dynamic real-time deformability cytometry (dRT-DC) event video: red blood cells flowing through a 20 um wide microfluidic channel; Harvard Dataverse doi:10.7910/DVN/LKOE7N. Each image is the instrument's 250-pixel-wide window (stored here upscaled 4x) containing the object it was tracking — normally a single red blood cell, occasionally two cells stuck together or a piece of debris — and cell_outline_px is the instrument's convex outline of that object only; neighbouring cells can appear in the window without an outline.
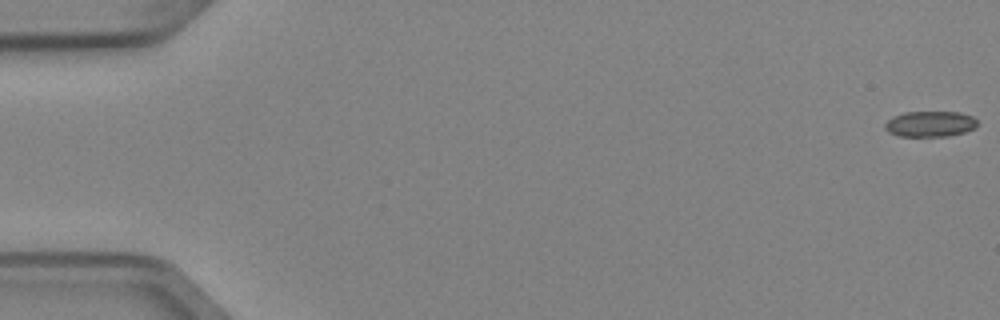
{"species": "Egyptian fruit bat (a non-hibernating species)", "species_latin": "Rousettus aegyptiacus", "temperature_condition": "cold", "stored_images_in_passage": 52, "camera_frame_rate_fps": 3000, "um_per_image_px": 0.085, "animal": {"sex": "female"}, "frame": {"image": 1, "passage_image": 1, "time_ms": 0.0, "image_size_px": [1000, 320], "cell_outline_px": [[976, 128], [964, 132], [948, 136], [900, 136], [888, 132], [884, 128], [884, 124], [892, 116], [904, 112], [960, 112], [972, 116], [976, 120]], "centroid_in_image_um": [79.04, 10.53], "position_along_channel_um": 6.0, "area_um2": 13.87}}
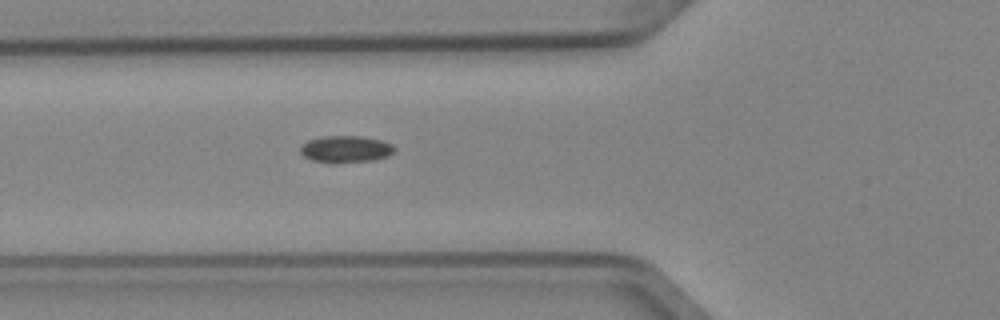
{"frame": {"image": 2, "passage_image": 20, "time_ms": 6.333, "image_size_px": [1000, 320], "cell_outline_px": [[396, 148], [388, 156], [372, 160], [332, 164], [328, 164], [312, 160], [304, 156], [300, 152], [300, 144], [308, 140], [324, 136], [360, 136], [380, 140], [392, 144]], "centroid_in_image_um": [29.34, 12.69], "position_along_channel_um": 96.5, "area_um2": 14.91}}
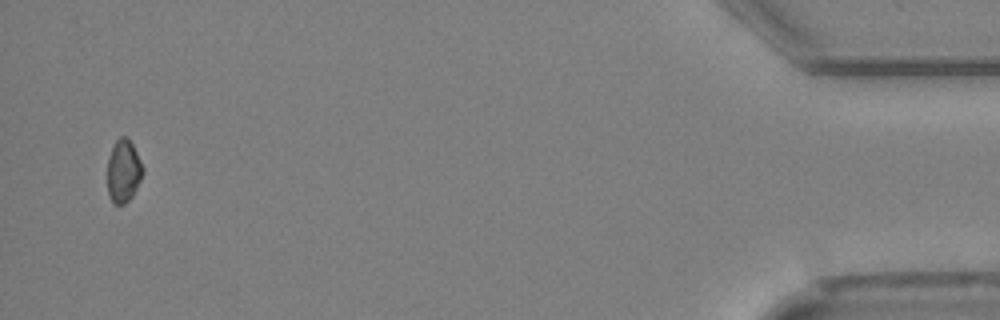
{"frame": {"image": 3, "passage_image": 51, "time_ms": 16.667, "image_size_px": [1000, 320], "cell_outline_px": [[144, 172], [132, 196], [124, 204], [112, 204], [108, 196], [108, 156], [116, 140], [120, 136], [124, 136], [132, 144], [144, 168]], "centroid_in_image_um": [10.48, 14.56], "position_along_channel_um": 424.7, "area_um2": 12.89}}